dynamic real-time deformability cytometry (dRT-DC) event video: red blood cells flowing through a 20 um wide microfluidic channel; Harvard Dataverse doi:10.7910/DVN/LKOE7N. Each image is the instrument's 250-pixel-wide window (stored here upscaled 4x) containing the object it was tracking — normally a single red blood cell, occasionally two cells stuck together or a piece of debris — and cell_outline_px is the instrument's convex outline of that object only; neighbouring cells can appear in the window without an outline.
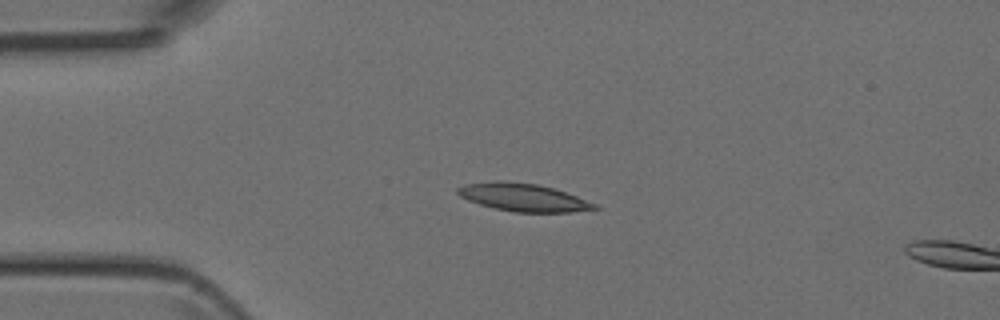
{"species": "Egyptian fruit bat (a non-hibernating species)", "species_latin": "Rousettus aegyptiacus", "temperature_condition": "room temperature", "stored_images_in_passage": 4, "camera_frame_rate_fps": 3000, "um_per_image_px": 0.085, "animal": {"sex": "female"}, "frame": {"image": 1, "passage_image": 2, "time_ms": 0.333, "image_size_px": [1000, 320], "cell_outline_px": [[600, 208], [572, 212], [516, 212], [496, 208], [480, 204], [468, 200], [460, 196], [456, 192], [456, 188], [464, 184], [500, 180], [536, 184], [552, 188], [576, 196], [596, 204]], "centroid_in_image_um": [44.44, 16.77], "position_along_channel_um": 40.6, "area_um2": 21.91}}
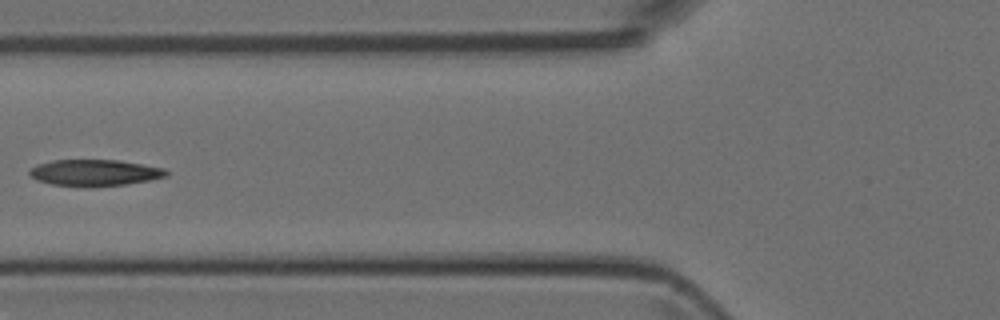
{"frame": {"image": 2, "passage_image": 4, "time_ms": 1.0, "image_size_px": [1000, 320], "cell_outline_px": [[168, 176], [148, 180], [124, 184], [88, 188], [84, 188], [52, 184], [36, 180], [28, 172], [36, 164], [52, 160], [120, 160], [164, 168], [168, 172]], "centroid_in_image_um": [8.02, 14.69], "position_along_channel_um": 117.8, "area_um2": 21.21}}